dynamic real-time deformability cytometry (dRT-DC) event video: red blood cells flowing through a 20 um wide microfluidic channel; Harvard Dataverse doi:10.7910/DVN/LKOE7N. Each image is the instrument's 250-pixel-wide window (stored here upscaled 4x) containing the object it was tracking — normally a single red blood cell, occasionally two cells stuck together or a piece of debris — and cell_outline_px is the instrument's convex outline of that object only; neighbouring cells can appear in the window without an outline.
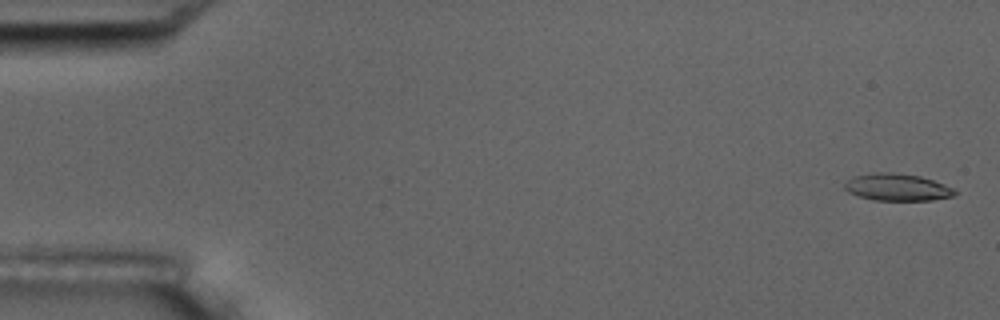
{"species": "common noctule bat (a hibernating species)", "species_latin": "Nyctalus noctula", "temperature_condition": "room temperature", "stored_images_in_passage": 5, "camera_frame_rate_fps": 3000, "um_per_image_px": 0.085, "animal": {"sex": "male", "body_mass_g": 17.5, "forearm_length_mm": 52.3}, "frame": {"image": 1, "passage_image": 1, "time_ms": 0.0, "image_size_px": [1000, 320], "cell_outline_px": [[956, 196], [932, 200], [872, 200], [848, 192], [844, 188], [844, 184], [852, 176], [872, 172], [892, 172], [920, 176], [944, 184], [952, 188], [956, 192]], "centroid_in_image_um": [76.24, 15.91], "position_along_channel_um": 8.8, "area_um2": 17.46}}
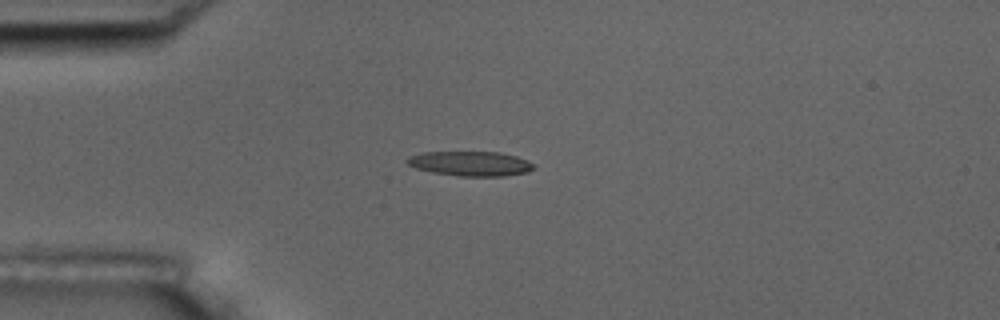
{"frame": {"image": 2, "passage_image": 4, "time_ms": 4.333, "image_size_px": [1000, 320], "cell_outline_px": [[536, 168], [528, 172], [504, 176], [460, 176], [432, 172], [416, 168], [408, 164], [404, 160], [408, 156], [420, 152], [500, 152], [516, 156], [528, 160], [536, 164]], "centroid_in_image_um": [40.01, 13.9], "position_along_channel_um": 45.0, "area_um2": 18.44}}